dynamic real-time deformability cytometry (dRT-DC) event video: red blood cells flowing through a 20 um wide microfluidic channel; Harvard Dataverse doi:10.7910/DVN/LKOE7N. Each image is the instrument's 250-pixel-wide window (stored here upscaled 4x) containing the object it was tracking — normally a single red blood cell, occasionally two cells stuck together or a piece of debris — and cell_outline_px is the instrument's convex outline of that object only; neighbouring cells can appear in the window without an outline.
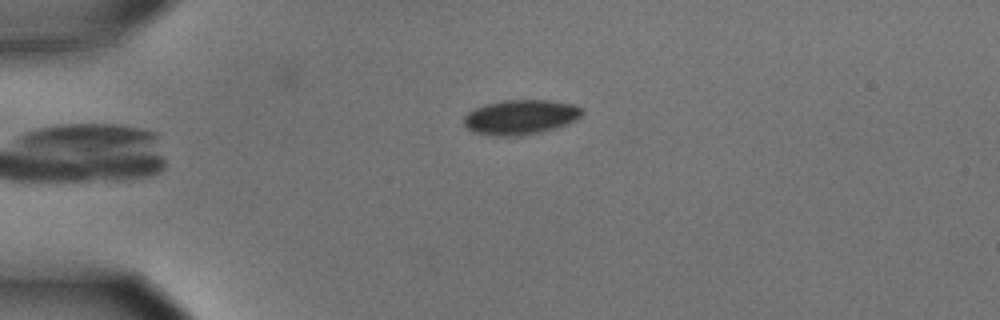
{"species": "common noctule bat (a hibernating species)", "species_latin": "Nyctalus noctula", "temperature_condition": "cold", "stored_images_in_passage": 4, "camera_frame_rate_fps": 3000, "um_per_image_px": 0.085, "animal": {"sex": "male", "body_mass_g": 15.6}, "frame": {"image": 1, "passage_image": 4, "time_ms": 1.0, "image_size_px": [1000, 320], "cell_outline_px": [[584, 112], [576, 120], [556, 128], [540, 132], [520, 136], [488, 136], [472, 132], [464, 124], [464, 116], [468, 112], [484, 104], [504, 100], [552, 100], [576, 104], [584, 108]], "centroid_in_image_um": [44.26, 9.95], "position_along_channel_um": 40.7, "area_um2": 24.33}}